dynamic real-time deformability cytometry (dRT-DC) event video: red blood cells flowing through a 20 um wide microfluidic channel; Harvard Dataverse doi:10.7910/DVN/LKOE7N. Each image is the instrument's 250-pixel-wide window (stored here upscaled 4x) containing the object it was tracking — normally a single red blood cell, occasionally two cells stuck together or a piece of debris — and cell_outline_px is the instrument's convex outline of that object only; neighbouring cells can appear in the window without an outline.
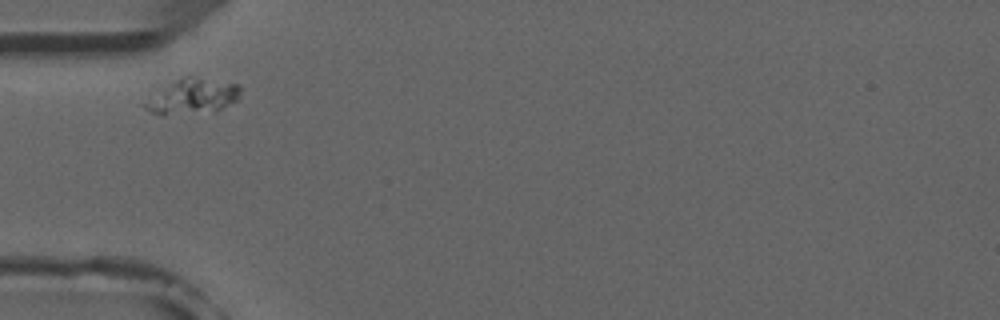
{"species": "common noctule bat (a hibernating species)", "species_latin": "Nyctalus noctula", "temperature_condition": "room temperature", "stored_images_in_passage": 5, "camera_frame_rate_fps": 3000, "um_per_image_px": 0.085, "animal": {"sex": "male", "forearm_length_mm": 52.5}, "frame": {"image": 1, "passage_image": 1, "time_ms": 0.0, "image_size_px": [1000, 320], "cell_outline_px": [[240, 100], [216, 112], [152, 112], [144, 108], [140, 104], [176, 80], [184, 76], [188, 76], [240, 84]], "centroid_in_image_um": [16.48, 8.18], "position_along_channel_um": 68.5, "area_um2": 18.9}}
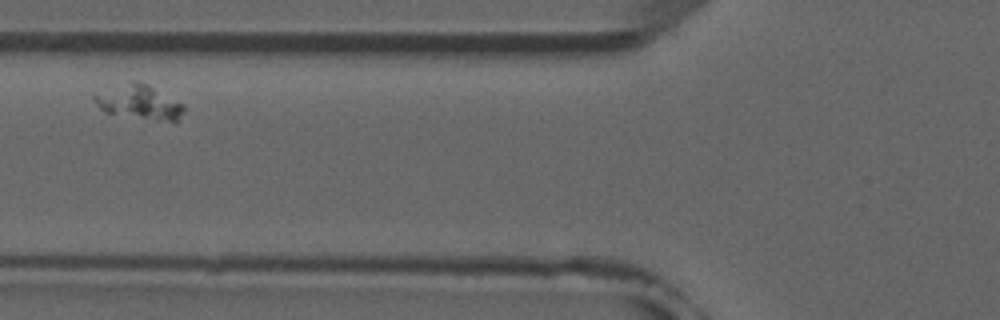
{"frame": {"image": 2, "passage_image": 2, "time_ms": 1.333, "image_size_px": [1000, 320], "cell_outline_px": [[184, 112], [176, 124], [104, 112], [96, 104], [92, 96], [92, 92], [128, 80], [136, 80], [148, 84], [184, 104]], "centroid_in_image_um": [11.81, 8.67], "position_along_channel_um": 114.0, "area_um2": 18.79}}
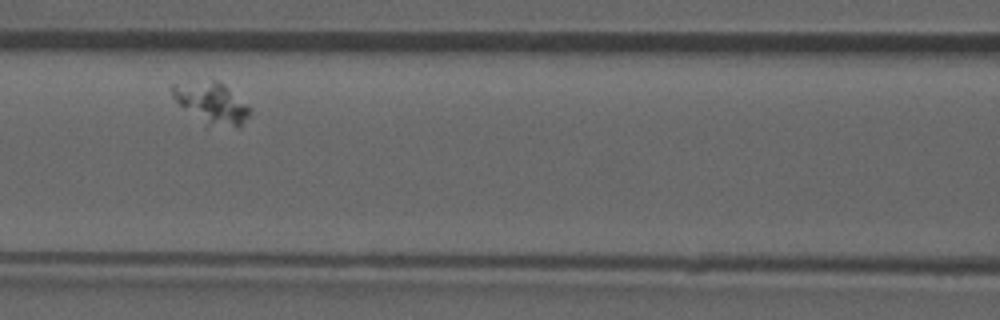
{"frame": {"image": 3, "passage_image": 3, "time_ms": 2.333, "image_size_px": [1000, 320], "cell_outline_px": [[252, 112], [240, 124], [232, 124], [212, 120], [180, 104], [172, 96], [168, 84], [212, 76], [224, 84], [252, 108]], "centroid_in_image_um": [17.95, 8.49], "position_along_channel_um": 148.7, "area_um2": 17.51}}